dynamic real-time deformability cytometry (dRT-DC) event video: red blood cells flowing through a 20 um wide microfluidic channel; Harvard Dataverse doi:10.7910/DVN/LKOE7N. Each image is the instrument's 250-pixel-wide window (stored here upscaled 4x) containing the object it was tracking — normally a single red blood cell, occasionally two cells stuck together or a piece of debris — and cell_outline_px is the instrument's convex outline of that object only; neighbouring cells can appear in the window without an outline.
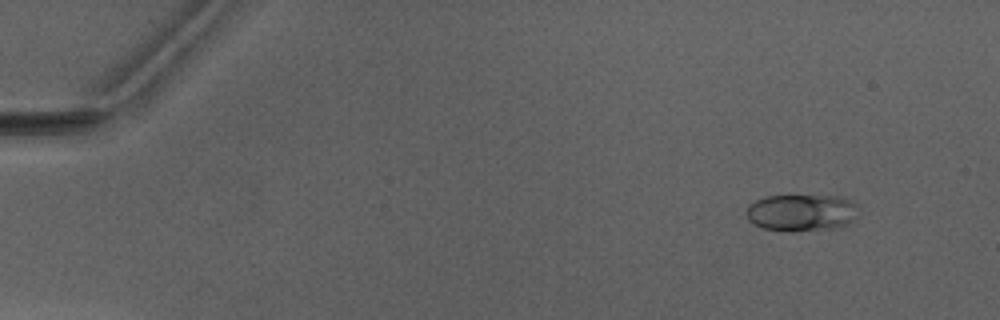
{"species": "Egyptian fruit bat (a non-hibernating species)", "species_latin": "Rousettus aegyptiacus", "temperature_condition": "warm", "stored_images_in_passage": 3, "camera_frame_rate_fps": 3000, "um_per_image_px": 0.085, "animal": {"sex": "male"}, "frame": {"image": 1, "passage_image": 1, "time_ms": 0.0, "image_size_px": [1000, 320], "cell_outline_px": [[860, 216], [844, 228], [788, 232], [764, 228], [752, 224], [748, 220], [744, 212], [748, 204], [764, 196], [836, 196], [848, 200], [856, 204], [860, 212]], "centroid_in_image_um": [68.15, 18.1], "position_along_channel_um": 16.9, "area_um2": 24.91}}
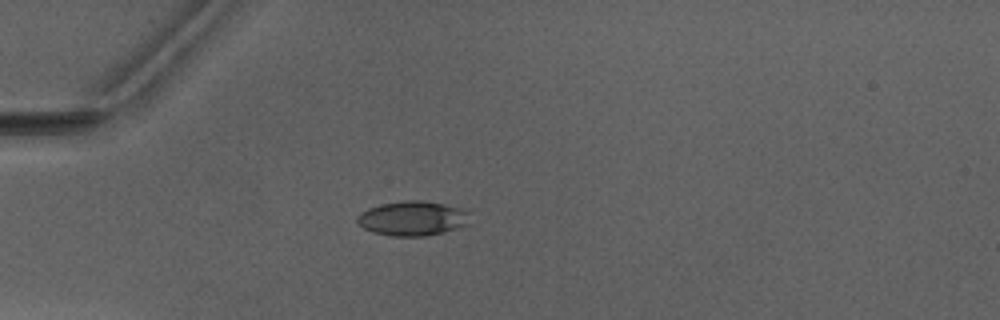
{"frame": {"image": 2, "passage_image": 3, "time_ms": 3.333, "image_size_px": [1000, 320], "cell_outline_px": [[468, 224], [440, 232], [424, 236], [392, 236], [372, 232], [364, 228], [356, 220], [356, 216], [368, 208], [384, 204], [408, 200], [420, 200], [444, 204], [460, 208], [468, 212]], "centroid_in_image_um": [35.03, 18.56], "position_along_channel_um": 50.0, "area_um2": 22.25}}